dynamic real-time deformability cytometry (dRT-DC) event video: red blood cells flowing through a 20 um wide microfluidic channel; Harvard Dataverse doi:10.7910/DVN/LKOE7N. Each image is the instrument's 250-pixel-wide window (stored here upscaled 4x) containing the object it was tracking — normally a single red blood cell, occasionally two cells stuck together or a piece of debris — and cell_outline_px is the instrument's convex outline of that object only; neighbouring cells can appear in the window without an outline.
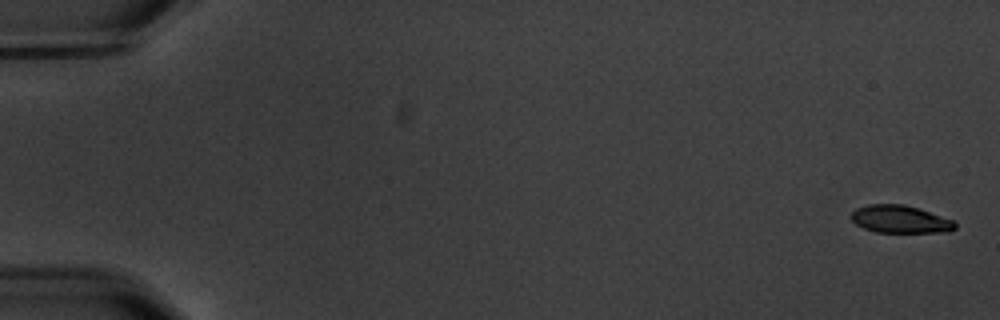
{"species": "common noctule bat (a hibernating species)", "species_latin": "Nyctalus noctula", "temperature_condition": "warm", "stored_images_in_passage": 5, "camera_frame_rate_fps": 3000, "um_per_image_px": 0.085, "animal": {"sex": "male", "body_mass_g": 20.1, "forearm_length_mm": 53.5}, "frame": {"image": 1, "passage_image": 1, "time_ms": 0.0, "image_size_px": [1000, 320], "cell_outline_px": [[956, 228], [948, 232], [876, 232], [864, 228], [856, 224], [848, 216], [856, 208], [868, 204], [904, 204], [920, 208], [956, 220]], "centroid_in_image_um": [76.54, 18.62], "position_along_channel_um": 8.5, "area_um2": 17.05}}